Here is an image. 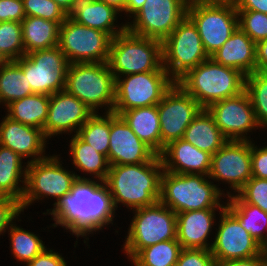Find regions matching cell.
I'll list each match as a JSON object with an SVG mask.
<instances>
[{"label": "cell", "instance_id": "cell-1", "mask_svg": "<svg viewBox=\"0 0 267 266\" xmlns=\"http://www.w3.org/2000/svg\"><path fill=\"white\" fill-rule=\"evenodd\" d=\"M97 181L77 178L70 193L65 194L51 212L47 210V213H43L54 217L55 223L52 226L61 225L78 238L113 224L116 209L112 196L107 184Z\"/></svg>", "mask_w": 267, "mask_h": 266}, {"label": "cell", "instance_id": "cell-27", "mask_svg": "<svg viewBox=\"0 0 267 266\" xmlns=\"http://www.w3.org/2000/svg\"><path fill=\"white\" fill-rule=\"evenodd\" d=\"M182 139L211 155L228 141L207 109H202L198 113L185 130Z\"/></svg>", "mask_w": 267, "mask_h": 266}, {"label": "cell", "instance_id": "cell-49", "mask_svg": "<svg viewBox=\"0 0 267 266\" xmlns=\"http://www.w3.org/2000/svg\"><path fill=\"white\" fill-rule=\"evenodd\" d=\"M256 71H267V39L256 43Z\"/></svg>", "mask_w": 267, "mask_h": 266}, {"label": "cell", "instance_id": "cell-19", "mask_svg": "<svg viewBox=\"0 0 267 266\" xmlns=\"http://www.w3.org/2000/svg\"><path fill=\"white\" fill-rule=\"evenodd\" d=\"M157 154L143 143L124 119L110 113L108 163L112 165L141 164L151 161Z\"/></svg>", "mask_w": 267, "mask_h": 266}, {"label": "cell", "instance_id": "cell-53", "mask_svg": "<svg viewBox=\"0 0 267 266\" xmlns=\"http://www.w3.org/2000/svg\"><path fill=\"white\" fill-rule=\"evenodd\" d=\"M101 1L115 7L120 12H123L124 10L125 0H101Z\"/></svg>", "mask_w": 267, "mask_h": 266}, {"label": "cell", "instance_id": "cell-11", "mask_svg": "<svg viewBox=\"0 0 267 266\" xmlns=\"http://www.w3.org/2000/svg\"><path fill=\"white\" fill-rule=\"evenodd\" d=\"M111 42L108 33L79 24L69 16L59 28L58 47L70 64L106 63Z\"/></svg>", "mask_w": 267, "mask_h": 266}, {"label": "cell", "instance_id": "cell-7", "mask_svg": "<svg viewBox=\"0 0 267 266\" xmlns=\"http://www.w3.org/2000/svg\"><path fill=\"white\" fill-rule=\"evenodd\" d=\"M123 249L132 259L141 249L177 239L176 213L160 201L134 210Z\"/></svg>", "mask_w": 267, "mask_h": 266}, {"label": "cell", "instance_id": "cell-25", "mask_svg": "<svg viewBox=\"0 0 267 266\" xmlns=\"http://www.w3.org/2000/svg\"><path fill=\"white\" fill-rule=\"evenodd\" d=\"M118 12L115 7L101 0H78L68 16L79 24L101 30L113 38L126 30V23L121 27L115 26Z\"/></svg>", "mask_w": 267, "mask_h": 266}, {"label": "cell", "instance_id": "cell-31", "mask_svg": "<svg viewBox=\"0 0 267 266\" xmlns=\"http://www.w3.org/2000/svg\"><path fill=\"white\" fill-rule=\"evenodd\" d=\"M72 136L69 153L75 168L90 175L94 174L93 178L96 177V179L105 182L110 167L107 158L84 142L77 134Z\"/></svg>", "mask_w": 267, "mask_h": 266}, {"label": "cell", "instance_id": "cell-37", "mask_svg": "<svg viewBox=\"0 0 267 266\" xmlns=\"http://www.w3.org/2000/svg\"><path fill=\"white\" fill-rule=\"evenodd\" d=\"M245 91L260 128L267 127V71H255L245 77ZM263 126V127H262Z\"/></svg>", "mask_w": 267, "mask_h": 266}, {"label": "cell", "instance_id": "cell-9", "mask_svg": "<svg viewBox=\"0 0 267 266\" xmlns=\"http://www.w3.org/2000/svg\"><path fill=\"white\" fill-rule=\"evenodd\" d=\"M25 191L20 202L21 209L31 205L36 200L51 196L58 201L70 193L72 184L77 178L85 179L64 169L59 157L48 156L42 160L27 163ZM42 197V198H41Z\"/></svg>", "mask_w": 267, "mask_h": 266}, {"label": "cell", "instance_id": "cell-40", "mask_svg": "<svg viewBox=\"0 0 267 266\" xmlns=\"http://www.w3.org/2000/svg\"><path fill=\"white\" fill-rule=\"evenodd\" d=\"M25 16H36L61 25L68 14L54 0H22Z\"/></svg>", "mask_w": 267, "mask_h": 266}, {"label": "cell", "instance_id": "cell-10", "mask_svg": "<svg viewBox=\"0 0 267 266\" xmlns=\"http://www.w3.org/2000/svg\"><path fill=\"white\" fill-rule=\"evenodd\" d=\"M124 78V79H123ZM115 79L113 112L157 105L175 83L166 70L129 74Z\"/></svg>", "mask_w": 267, "mask_h": 266}, {"label": "cell", "instance_id": "cell-21", "mask_svg": "<svg viewBox=\"0 0 267 266\" xmlns=\"http://www.w3.org/2000/svg\"><path fill=\"white\" fill-rule=\"evenodd\" d=\"M0 123V145L11 149L22 158L31 157L27 163L42 160L47 138L43 130L24 125L5 116ZM44 153V154H43Z\"/></svg>", "mask_w": 267, "mask_h": 266}, {"label": "cell", "instance_id": "cell-32", "mask_svg": "<svg viewBox=\"0 0 267 266\" xmlns=\"http://www.w3.org/2000/svg\"><path fill=\"white\" fill-rule=\"evenodd\" d=\"M227 191L226 207L239 219V223L260 244L267 231V213L258 206L245 203L236 193Z\"/></svg>", "mask_w": 267, "mask_h": 266}, {"label": "cell", "instance_id": "cell-44", "mask_svg": "<svg viewBox=\"0 0 267 266\" xmlns=\"http://www.w3.org/2000/svg\"><path fill=\"white\" fill-rule=\"evenodd\" d=\"M25 17L22 0H0V22H21Z\"/></svg>", "mask_w": 267, "mask_h": 266}, {"label": "cell", "instance_id": "cell-30", "mask_svg": "<svg viewBox=\"0 0 267 266\" xmlns=\"http://www.w3.org/2000/svg\"><path fill=\"white\" fill-rule=\"evenodd\" d=\"M50 96L33 93L6 106L7 115L14 121L43 130L47 120Z\"/></svg>", "mask_w": 267, "mask_h": 266}, {"label": "cell", "instance_id": "cell-39", "mask_svg": "<svg viewBox=\"0 0 267 266\" xmlns=\"http://www.w3.org/2000/svg\"><path fill=\"white\" fill-rule=\"evenodd\" d=\"M238 26L256 44L267 39V14L252 10H237Z\"/></svg>", "mask_w": 267, "mask_h": 266}, {"label": "cell", "instance_id": "cell-23", "mask_svg": "<svg viewBox=\"0 0 267 266\" xmlns=\"http://www.w3.org/2000/svg\"><path fill=\"white\" fill-rule=\"evenodd\" d=\"M216 209L222 211L224 208L176 213L177 241L182 248L211 249L207 238L214 226Z\"/></svg>", "mask_w": 267, "mask_h": 266}, {"label": "cell", "instance_id": "cell-46", "mask_svg": "<svg viewBox=\"0 0 267 266\" xmlns=\"http://www.w3.org/2000/svg\"><path fill=\"white\" fill-rule=\"evenodd\" d=\"M27 266H67V262L62 255L47 248L32 261L26 264Z\"/></svg>", "mask_w": 267, "mask_h": 266}, {"label": "cell", "instance_id": "cell-29", "mask_svg": "<svg viewBox=\"0 0 267 266\" xmlns=\"http://www.w3.org/2000/svg\"><path fill=\"white\" fill-rule=\"evenodd\" d=\"M22 160L17 153L0 145V195L13 197L20 202L25 191L27 173V166H22ZM19 182L23 184L22 187Z\"/></svg>", "mask_w": 267, "mask_h": 266}, {"label": "cell", "instance_id": "cell-33", "mask_svg": "<svg viewBox=\"0 0 267 266\" xmlns=\"http://www.w3.org/2000/svg\"><path fill=\"white\" fill-rule=\"evenodd\" d=\"M33 93L23 70L14 61L0 67V104L7 106Z\"/></svg>", "mask_w": 267, "mask_h": 266}, {"label": "cell", "instance_id": "cell-14", "mask_svg": "<svg viewBox=\"0 0 267 266\" xmlns=\"http://www.w3.org/2000/svg\"><path fill=\"white\" fill-rule=\"evenodd\" d=\"M188 3L189 0H145L133 21L126 23V29L163 42L187 15Z\"/></svg>", "mask_w": 267, "mask_h": 266}, {"label": "cell", "instance_id": "cell-16", "mask_svg": "<svg viewBox=\"0 0 267 266\" xmlns=\"http://www.w3.org/2000/svg\"><path fill=\"white\" fill-rule=\"evenodd\" d=\"M219 214L218 231L210 249L215 261L249 259L262 254L259 243L227 207Z\"/></svg>", "mask_w": 267, "mask_h": 266}, {"label": "cell", "instance_id": "cell-50", "mask_svg": "<svg viewBox=\"0 0 267 266\" xmlns=\"http://www.w3.org/2000/svg\"><path fill=\"white\" fill-rule=\"evenodd\" d=\"M145 0H125L124 12L134 16L142 7Z\"/></svg>", "mask_w": 267, "mask_h": 266}, {"label": "cell", "instance_id": "cell-48", "mask_svg": "<svg viewBox=\"0 0 267 266\" xmlns=\"http://www.w3.org/2000/svg\"><path fill=\"white\" fill-rule=\"evenodd\" d=\"M236 10H252L267 14V0H237Z\"/></svg>", "mask_w": 267, "mask_h": 266}, {"label": "cell", "instance_id": "cell-51", "mask_svg": "<svg viewBox=\"0 0 267 266\" xmlns=\"http://www.w3.org/2000/svg\"><path fill=\"white\" fill-rule=\"evenodd\" d=\"M68 15L72 12L78 0H54Z\"/></svg>", "mask_w": 267, "mask_h": 266}, {"label": "cell", "instance_id": "cell-52", "mask_svg": "<svg viewBox=\"0 0 267 266\" xmlns=\"http://www.w3.org/2000/svg\"><path fill=\"white\" fill-rule=\"evenodd\" d=\"M202 4L232 5L235 6L237 0H192Z\"/></svg>", "mask_w": 267, "mask_h": 266}, {"label": "cell", "instance_id": "cell-15", "mask_svg": "<svg viewBox=\"0 0 267 266\" xmlns=\"http://www.w3.org/2000/svg\"><path fill=\"white\" fill-rule=\"evenodd\" d=\"M157 106L162 153L169 142L183 138L185 130L203 108L177 83L163 95Z\"/></svg>", "mask_w": 267, "mask_h": 266}, {"label": "cell", "instance_id": "cell-34", "mask_svg": "<svg viewBox=\"0 0 267 266\" xmlns=\"http://www.w3.org/2000/svg\"><path fill=\"white\" fill-rule=\"evenodd\" d=\"M181 244L174 240H166L141 249L130 261L134 266H170L177 263Z\"/></svg>", "mask_w": 267, "mask_h": 266}, {"label": "cell", "instance_id": "cell-26", "mask_svg": "<svg viewBox=\"0 0 267 266\" xmlns=\"http://www.w3.org/2000/svg\"><path fill=\"white\" fill-rule=\"evenodd\" d=\"M120 116L143 143L157 155L161 154V131L157 105L126 110Z\"/></svg>", "mask_w": 267, "mask_h": 266}, {"label": "cell", "instance_id": "cell-38", "mask_svg": "<svg viewBox=\"0 0 267 266\" xmlns=\"http://www.w3.org/2000/svg\"><path fill=\"white\" fill-rule=\"evenodd\" d=\"M0 53L8 61H15L25 55L21 22H0Z\"/></svg>", "mask_w": 267, "mask_h": 266}, {"label": "cell", "instance_id": "cell-2", "mask_svg": "<svg viewBox=\"0 0 267 266\" xmlns=\"http://www.w3.org/2000/svg\"><path fill=\"white\" fill-rule=\"evenodd\" d=\"M163 171L159 155L141 164L110 166L105 183L115 209L119 203L130 210H136L159 201Z\"/></svg>", "mask_w": 267, "mask_h": 266}, {"label": "cell", "instance_id": "cell-8", "mask_svg": "<svg viewBox=\"0 0 267 266\" xmlns=\"http://www.w3.org/2000/svg\"><path fill=\"white\" fill-rule=\"evenodd\" d=\"M162 55L163 67L175 83L209 58L196 25L187 15L162 42Z\"/></svg>", "mask_w": 267, "mask_h": 266}, {"label": "cell", "instance_id": "cell-3", "mask_svg": "<svg viewBox=\"0 0 267 266\" xmlns=\"http://www.w3.org/2000/svg\"><path fill=\"white\" fill-rule=\"evenodd\" d=\"M245 77L239 70L221 65L209 57L189 70L176 83L203 109H207L215 102L243 92Z\"/></svg>", "mask_w": 267, "mask_h": 266}, {"label": "cell", "instance_id": "cell-35", "mask_svg": "<svg viewBox=\"0 0 267 266\" xmlns=\"http://www.w3.org/2000/svg\"><path fill=\"white\" fill-rule=\"evenodd\" d=\"M77 135L108 160L110 113L104 116L94 113L78 130Z\"/></svg>", "mask_w": 267, "mask_h": 266}, {"label": "cell", "instance_id": "cell-41", "mask_svg": "<svg viewBox=\"0 0 267 266\" xmlns=\"http://www.w3.org/2000/svg\"><path fill=\"white\" fill-rule=\"evenodd\" d=\"M237 195L245 203L258 206L267 213V179L251 177Z\"/></svg>", "mask_w": 267, "mask_h": 266}, {"label": "cell", "instance_id": "cell-55", "mask_svg": "<svg viewBox=\"0 0 267 266\" xmlns=\"http://www.w3.org/2000/svg\"><path fill=\"white\" fill-rule=\"evenodd\" d=\"M7 62L8 60L5 58V56L2 53H0V67L5 65Z\"/></svg>", "mask_w": 267, "mask_h": 266}, {"label": "cell", "instance_id": "cell-5", "mask_svg": "<svg viewBox=\"0 0 267 266\" xmlns=\"http://www.w3.org/2000/svg\"><path fill=\"white\" fill-rule=\"evenodd\" d=\"M107 64L114 79L121 75L165 70L162 42L132 34L126 29L112 38Z\"/></svg>", "mask_w": 267, "mask_h": 266}, {"label": "cell", "instance_id": "cell-4", "mask_svg": "<svg viewBox=\"0 0 267 266\" xmlns=\"http://www.w3.org/2000/svg\"><path fill=\"white\" fill-rule=\"evenodd\" d=\"M207 177V175L177 174L164 170L161 176L159 201L175 213L225 208L226 205L220 204L219 201L225 194Z\"/></svg>", "mask_w": 267, "mask_h": 266}, {"label": "cell", "instance_id": "cell-20", "mask_svg": "<svg viewBox=\"0 0 267 266\" xmlns=\"http://www.w3.org/2000/svg\"><path fill=\"white\" fill-rule=\"evenodd\" d=\"M93 114L90 108L66 90L56 92L50 96L44 134L47 139L62 133L71 134L74 130L77 134Z\"/></svg>", "mask_w": 267, "mask_h": 266}, {"label": "cell", "instance_id": "cell-17", "mask_svg": "<svg viewBox=\"0 0 267 266\" xmlns=\"http://www.w3.org/2000/svg\"><path fill=\"white\" fill-rule=\"evenodd\" d=\"M251 177L250 140H228L212 155L208 179L224 181L238 192Z\"/></svg>", "mask_w": 267, "mask_h": 266}, {"label": "cell", "instance_id": "cell-36", "mask_svg": "<svg viewBox=\"0 0 267 266\" xmlns=\"http://www.w3.org/2000/svg\"><path fill=\"white\" fill-rule=\"evenodd\" d=\"M8 231L10 232L11 252L17 261L27 264L46 249L40 237L33 232L26 231L14 223Z\"/></svg>", "mask_w": 267, "mask_h": 266}, {"label": "cell", "instance_id": "cell-18", "mask_svg": "<svg viewBox=\"0 0 267 266\" xmlns=\"http://www.w3.org/2000/svg\"><path fill=\"white\" fill-rule=\"evenodd\" d=\"M215 124L228 140H250L247 133L260 127L256 121L250 98L244 90L240 94L215 102L207 108ZM246 134V135H245Z\"/></svg>", "mask_w": 267, "mask_h": 266}, {"label": "cell", "instance_id": "cell-12", "mask_svg": "<svg viewBox=\"0 0 267 266\" xmlns=\"http://www.w3.org/2000/svg\"><path fill=\"white\" fill-rule=\"evenodd\" d=\"M14 62L23 70L34 93L51 96L65 90L70 63L58 46L30 52Z\"/></svg>", "mask_w": 267, "mask_h": 266}, {"label": "cell", "instance_id": "cell-45", "mask_svg": "<svg viewBox=\"0 0 267 266\" xmlns=\"http://www.w3.org/2000/svg\"><path fill=\"white\" fill-rule=\"evenodd\" d=\"M252 177L267 179V146L257 148L251 141Z\"/></svg>", "mask_w": 267, "mask_h": 266}, {"label": "cell", "instance_id": "cell-6", "mask_svg": "<svg viewBox=\"0 0 267 266\" xmlns=\"http://www.w3.org/2000/svg\"><path fill=\"white\" fill-rule=\"evenodd\" d=\"M65 90L94 113L104 106L105 113L113 112L115 79L107 62L69 64Z\"/></svg>", "mask_w": 267, "mask_h": 266}, {"label": "cell", "instance_id": "cell-22", "mask_svg": "<svg viewBox=\"0 0 267 266\" xmlns=\"http://www.w3.org/2000/svg\"><path fill=\"white\" fill-rule=\"evenodd\" d=\"M159 156L165 171L209 175L212 155L184 139L169 142Z\"/></svg>", "mask_w": 267, "mask_h": 266}, {"label": "cell", "instance_id": "cell-28", "mask_svg": "<svg viewBox=\"0 0 267 266\" xmlns=\"http://www.w3.org/2000/svg\"><path fill=\"white\" fill-rule=\"evenodd\" d=\"M21 25L25 54L58 46L60 25L57 22L26 16Z\"/></svg>", "mask_w": 267, "mask_h": 266}, {"label": "cell", "instance_id": "cell-24", "mask_svg": "<svg viewBox=\"0 0 267 266\" xmlns=\"http://www.w3.org/2000/svg\"><path fill=\"white\" fill-rule=\"evenodd\" d=\"M256 44L238 26L231 37L210 57L217 63L235 68L245 76L256 71Z\"/></svg>", "mask_w": 267, "mask_h": 266}, {"label": "cell", "instance_id": "cell-47", "mask_svg": "<svg viewBox=\"0 0 267 266\" xmlns=\"http://www.w3.org/2000/svg\"><path fill=\"white\" fill-rule=\"evenodd\" d=\"M215 266H267V255H261L239 260L216 261Z\"/></svg>", "mask_w": 267, "mask_h": 266}, {"label": "cell", "instance_id": "cell-42", "mask_svg": "<svg viewBox=\"0 0 267 266\" xmlns=\"http://www.w3.org/2000/svg\"><path fill=\"white\" fill-rule=\"evenodd\" d=\"M215 262L210 250L183 248L177 266H215Z\"/></svg>", "mask_w": 267, "mask_h": 266}, {"label": "cell", "instance_id": "cell-43", "mask_svg": "<svg viewBox=\"0 0 267 266\" xmlns=\"http://www.w3.org/2000/svg\"><path fill=\"white\" fill-rule=\"evenodd\" d=\"M21 212L20 201L10 196L0 195V234L10 228Z\"/></svg>", "mask_w": 267, "mask_h": 266}, {"label": "cell", "instance_id": "cell-54", "mask_svg": "<svg viewBox=\"0 0 267 266\" xmlns=\"http://www.w3.org/2000/svg\"><path fill=\"white\" fill-rule=\"evenodd\" d=\"M259 246H260L261 253H263L264 255H267V234L265 235V237L263 238Z\"/></svg>", "mask_w": 267, "mask_h": 266}, {"label": "cell", "instance_id": "cell-13", "mask_svg": "<svg viewBox=\"0 0 267 266\" xmlns=\"http://www.w3.org/2000/svg\"><path fill=\"white\" fill-rule=\"evenodd\" d=\"M187 16L196 25L209 57L222 47L238 27V12L232 5L202 4L189 0Z\"/></svg>", "mask_w": 267, "mask_h": 266}]
</instances>
